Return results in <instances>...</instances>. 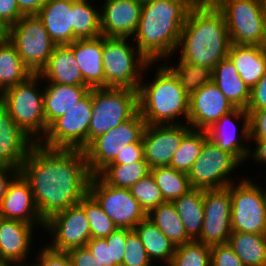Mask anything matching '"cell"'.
Masks as SVG:
<instances>
[{
    "label": "cell",
    "mask_w": 266,
    "mask_h": 266,
    "mask_svg": "<svg viewBox=\"0 0 266 266\" xmlns=\"http://www.w3.org/2000/svg\"><path fill=\"white\" fill-rule=\"evenodd\" d=\"M19 173L29 183L40 216L78 204L88 193L91 174L80 149H50L35 143Z\"/></svg>",
    "instance_id": "obj_1"
},
{
    "label": "cell",
    "mask_w": 266,
    "mask_h": 266,
    "mask_svg": "<svg viewBox=\"0 0 266 266\" xmlns=\"http://www.w3.org/2000/svg\"><path fill=\"white\" fill-rule=\"evenodd\" d=\"M231 40L223 13L211 0H198L182 27L180 60L211 70L228 57Z\"/></svg>",
    "instance_id": "obj_2"
},
{
    "label": "cell",
    "mask_w": 266,
    "mask_h": 266,
    "mask_svg": "<svg viewBox=\"0 0 266 266\" xmlns=\"http://www.w3.org/2000/svg\"><path fill=\"white\" fill-rule=\"evenodd\" d=\"M198 0H154L143 3L136 47L149 61L169 59L177 51L180 34L191 8ZM166 57V58H165Z\"/></svg>",
    "instance_id": "obj_3"
},
{
    "label": "cell",
    "mask_w": 266,
    "mask_h": 266,
    "mask_svg": "<svg viewBox=\"0 0 266 266\" xmlns=\"http://www.w3.org/2000/svg\"><path fill=\"white\" fill-rule=\"evenodd\" d=\"M167 64L158 68L154 81L140 83L138 106L146 125L181 124L176 119L182 116L188 122L190 97Z\"/></svg>",
    "instance_id": "obj_4"
},
{
    "label": "cell",
    "mask_w": 266,
    "mask_h": 266,
    "mask_svg": "<svg viewBox=\"0 0 266 266\" xmlns=\"http://www.w3.org/2000/svg\"><path fill=\"white\" fill-rule=\"evenodd\" d=\"M38 79L39 74H32L24 82L1 93V103L12 120L35 143L43 139L48 129L44 112V88L38 89Z\"/></svg>",
    "instance_id": "obj_5"
},
{
    "label": "cell",
    "mask_w": 266,
    "mask_h": 266,
    "mask_svg": "<svg viewBox=\"0 0 266 266\" xmlns=\"http://www.w3.org/2000/svg\"><path fill=\"white\" fill-rule=\"evenodd\" d=\"M128 42L129 38L103 36L104 87H128L138 90L144 78L143 71L154 64Z\"/></svg>",
    "instance_id": "obj_6"
},
{
    "label": "cell",
    "mask_w": 266,
    "mask_h": 266,
    "mask_svg": "<svg viewBox=\"0 0 266 266\" xmlns=\"http://www.w3.org/2000/svg\"><path fill=\"white\" fill-rule=\"evenodd\" d=\"M138 110V90L128 87L92 88L89 143L130 119Z\"/></svg>",
    "instance_id": "obj_7"
},
{
    "label": "cell",
    "mask_w": 266,
    "mask_h": 266,
    "mask_svg": "<svg viewBox=\"0 0 266 266\" xmlns=\"http://www.w3.org/2000/svg\"><path fill=\"white\" fill-rule=\"evenodd\" d=\"M223 13L231 44L261 46L266 14L262 0H211Z\"/></svg>",
    "instance_id": "obj_8"
},
{
    "label": "cell",
    "mask_w": 266,
    "mask_h": 266,
    "mask_svg": "<svg viewBox=\"0 0 266 266\" xmlns=\"http://www.w3.org/2000/svg\"><path fill=\"white\" fill-rule=\"evenodd\" d=\"M7 38L32 74L47 65L56 46L37 15H23L7 30Z\"/></svg>",
    "instance_id": "obj_9"
},
{
    "label": "cell",
    "mask_w": 266,
    "mask_h": 266,
    "mask_svg": "<svg viewBox=\"0 0 266 266\" xmlns=\"http://www.w3.org/2000/svg\"><path fill=\"white\" fill-rule=\"evenodd\" d=\"M241 179L238 183L229 185L231 229L266 234V188L263 189L248 177Z\"/></svg>",
    "instance_id": "obj_10"
},
{
    "label": "cell",
    "mask_w": 266,
    "mask_h": 266,
    "mask_svg": "<svg viewBox=\"0 0 266 266\" xmlns=\"http://www.w3.org/2000/svg\"><path fill=\"white\" fill-rule=\"evenodd\" d=\"M146 123L138 110L130 119L94 138L84 149L91 175H97L131 143H143Z\"/></svg>",
    "instance_id": "obj_11"
},
{
    "label": "cell",
    "mask_w": 266,
    "mask_h": 266,
    "mask_svg": "<svg viewBox=\"0 0 266 266\" xmlns=\"http://www.w3.org/2000/svg\"><path fill=\"white\" fill-rule=\"evenodd\" d=\"M92 88L66 114L55 119L39 144L50 149H80L89 144Z\"/></svg>",
    "instance_id": "obj_12"
},
{
    "label": "cell",
    "mask_w": 266,
    "mask_h": 266,
    "mask_svg": "<svg viewBox=\"0 0 266 266\" xmlns=\"http://www.w3.org/2000/svg\"><path fill=\"white\" fill-rule=\"evenodd\" d=\"M241 163L229 152L222 150L209 138L203 144L202 153L187 173L192 188L202 190L221 189L228 187L235 168Z\"/></svg>",
    "instance_id": "obj_13"
},
{
    "label": "cell",
    "mask_w": 266,
    "mask_h": 266,
    "mask_svg": "<svg viewBox=\"0 0 266 266\" xmlns=\"http://www.w3.org/2000/svg\"><path fill=\"white\" fill-rule=\"evenodd\" d=\"M88 193L98 202L117 228L134 229L147 217L129 189L106 184L98 175H92Z\"/></svg>",
    "instance_id": "obj_14"
},
{
    "label": "cell",
    "mask_w": 266,
    "mask_h": 266,
    "mask_svg": "<svg viewBox=\"0 0 266 266\" xmlns=\"http://www.w3.org/2000/svg\"><path fill=\"white\" fill-rule=\"evenodd\" d=\"M45 229L52 238L47 246L57 252L86 246L91 239L89 222L80 203L52 215L45 222Z\"/></svg>",
    "instance_id": "obj_15"
},
{
    "label": "cell",
    "mask_w": 266,
    "mask_h": 266,
    "mask_svg": "<svg viewBox=\"0 0 266 266\" xmlns=\"http://www.w3.org/2000/svg\"><path fill=\"white\" fill-rule=\"evenodd\" d=\"M203 201V226L200 237L196 241L209 246L228 243L232 232L229 186L204 190Z\"/></svg>",
    "instance_id": "obj_16"
},
{
    "label": "cell",
    "mask_w": 266,
    "mask_h": 266,
    "mask_svg": "<svg viewBox=\"0 0 266 266\" xmlns=\"http://www.w3.org/2000/svg\"><path fill=\"white\" fill-rule=\"evenodd\" d=\"M191 129L184 121L183 124L146 125L142 141L149 168L170 166L173 154Z\"/></svg>",
    "instance_id": "obj_17"
},
{
    "label": "cell",
    "mask_w": 266,
    "mask_h": 266,
    "mask_svg": "<svg viewBox=\"0 0 266 266\" xmlns=\"http://www.w3.org/2000/svg\"><path fill=\"white\" fill-rule=\"evenodd\" d=\"M235 107L211 81L190 96L187 124L196 130H208L217 120Z\"/></svg>",
    "instance_id": "obj_18"
},
{
    "label": "cell",
    "mask_w": 266,
    "mask_h": 266,
    "mask_svg": "<svg viewBox=\"0 0 266 266\" xmlns=\"http://www.w3.org/2000/svg\"><path fill=\"white\" fill-rule=\"evenodd\" d=\"M242 119L241 137L237 132L236 120ZM231 127V128H230ZM208 138L215 143L219 148L231 153L241 164L244 162L250 153L249 135V114L246 109L235 108L226 115L221 116L217 122L206 130ZM243 140L247 142V145Z\"/></svg>",
    "instance_id": "obj_19"
},
{
    "label": "cell",
    "mask_w": 266,
    "mask_h": 266,
    "mask_svg": "<svg viewBox=\"0 0 266 266\" xmlns=\"http://www.w3.org/2000/svg\"><path fill=\"white\" fill-rule=\"evenodd\" d=\"M142 5L136 0H105L98 10L101 35L131 40L140 22Z\"/></svg>",
    "instance_id": "obj_20"
},
{
    "label": "cell",
    "mask_w": 266,
    "mask_h": 266,
    "mask_svg": "<svg viewBox=\"0 0 266 266\" xmlns=\"http://www.w3.org/2000/svg\"><path fill=\"white\" fill-rule=\"evenodd\" d=\"M0 217L45 228L29 183L18 173L9 183L0 205ZM38 224V225H37Z\"/></svg>",
    "instance_id": "obj_21"
},
{
    "label": "cell",
    "mask_w": 266,
    "mask_h": 266,
    "mask_svg": "<svg viewBox=\"0 0 266 266\" xmlns=\"http://www.w3.org/2000/svg\"><path fill=\"white\" fill-rule=\"evenodd\" d=\"M34 144L0 102V165L20 170Z\"/></svg>",
    "instance_id": "obj_22"
},
{
    "label": "cell",
    "mask_w": 266,
    "mask_h": 266,
    "mask_svg": "<svg viewBox=\"0 0 266 266\" xmlns=\"http://www.w3.org/2000/svg\"><path fill=\"white\" fill-rule=\"evenodd\" d=\"M34 225L0 217V260L25 264L33 240Z\"/></svg>",
    "instance_id": "obj_23"
},
{
    "label": "cell",
    "mask_w": 266,
    "mask_h": 266,
    "mask_svg": "<svg viewBox=\"0 0 266 266\" xmlns=\"http://www.w3.org/2000/svg\"><path fill=\"white\" fill-rule=\"evenodd\" d=\"M76 62L85 84L90 88L104 87L103 36L77 39L71 43Z\"/></svg>",
    "instance_id": "obj_24"
},
{
    "label": "cell",
    "mask_w": 266,
    "mask_h": 266,
    "mask_svg": "<svg viewBox=\"0 0 266 266\" xmlns=\"http://www.w3.org/2000/svg\"><path fill=\"white\" fill-rule=\"evenodd\" d=\"M75 0H48L37 16L56 45H69L78 38L72 30V3Z\"/></svg>",
    "instance_id": "obj_25"
},
{
    "label": "cell",
    "mask_w": 266,
    "mask_h": 266,
    "mask_svg": "<svg viewBox=\"0 0 266 266\" xmlns=\"http://www.w3.org/2000/svg\"><path fill=\"white\" fill-rule=\"evenodd\" d=\"M87 86L76 62L71 44L56 45L47 65L39 72V82Z\"/></svg>",
    "instance_id": "obj_26"
},
{
    "label": "cell",
    "mask_w": 266,
    "mask_h": 266,
    "mask_svg": "<svg viewBox=\"0 0 266 266\" xmlns=\"http://www.w3.org/2000/svg\"><path fill=\"white\" fill-rule=\"evenodd\" d=\"M44 87V112L49 126L55 119L66 114L91 90L88 86L46 83Z\"/></svg>",
    "instance_id": "obj_27"
},
{
    "label": "cell",
    "mask_w": 266,
    "mask_h": 266,
    "mask_svg": "<svg viewBox=\"0 0 266 266\" xmlns=\"http://www.w3.org/2000/svg\"><path fill=\"white\" fill-rule=\"evenodd\" d=\"M212 81L235 108L246 109L250 101V89L241 79L229 57L222 59L212 70Z\"/></svg>",
    "instance_id": "obj_28"
},
{
    "label": "cell",
    "mask_w": 266,
    "mask_h": 266,
    "mask_svg": "<svg viewBox=\"0 0 266 266\" xmlns=\"http://www.w3.org/2000/svg\"><path fill=\"white\" fill-rule=\"evenodd\" d=\"M228 57L250 90L266 73V55L261 46L231 44Z\"/></svg>",
    "instance_id": "obj_29"
},
{
    "label": "cell",
    "mask_w": 266,
    "mask_h": 266,
    "mask_svg": "<svg viewBox=\"0 0 266 266\" xmlns=\"http://www.w3.org/2000/svg\"><path fill=\"white\" fill-rule=\"evenodd\" d=\"M134 230L142 241L149 259L152 262L164 261L168 266L175 253L176 245L147 217L139 222Z\"/></svg>",
    "instance_id": "obj_30"
},
{
    "label": "cell",
    "mask_w": 266,
    "mask_h": 266,
    "mask_svg": "<svg viewBox=\"0 0 266 266\" xmlns=\"http://www.w3.org/2000/svg\"><path fill=\"white\" fill-rule=\"evenodd\" d=\"M204 190L192 188L172 203L183 222L188 236L197 240L203 226L204 219Z\"/></svg>",
    "instance_id": "obj_31"
},
{
    "label": "cell",
    "mask_w": 266,
    "mask_h": 266,
    "mask_svg": "<svg viewBox=\"0 0 266 266\" xmlns=\"http://www.w3.org/2000/svg\"><path fill=\"white\" fill-rule=\"evenodd\" d=\"M228 244L244 266H266V234L232 231Z\"/></svg>",
    "instance_id": "obj_32"
},
{
    "label": "cell",
    "mask_w": 266,
    "mask_h": 266,
    "mask_svg": "<svg viewBox=\"0 0 266 266\" xmlns=\"http://www.w3.org/2000/svg\"><path fill=\"white\" fill-rule=\"evenodd\" d=\"M32 73L23 64L16 47L6 38L0 44V94L24 82Z\"/></svg>",
    "instance_id": "obj_33"
},
{
    "label": "cell",
    "mask_w": 266,
    "mask_h": 266,
    "mask_svg": "<svg viewBox=\"0 0 266 266\" xmlns=\"http://www.w3.org/2000/svg\"><path fill=\"white\" fill-rule=\"evenodd\" d=\"M127 228H117L106 238H91L86 246L103 266H122Z\"/></svg>",
    "instance_id": "obj_34"
},
{
    "label": "cell",
    "mask_w": 266,
    "mask_h": 266,
    "mask_svg": "<svg viewBox=\"0 0 266 266\" xmlns=\"http://www.w3.org/2000/svg\"><path fill=\"white\" fill-rule=\"evenodd\" d=\"M147 218L150 219L176 246L193 241L187 234L175 205L165 202L152 209Z\"/></svg>",
    "instance_id": "obj_35"
},
{
    "label": "cell",
    "mask_w": 266,
    "mask_h": 266,
    "mask_svg": "<svg viewBox=\"0 0 266 266\" xmlns=\"http://www.w3.org/2000/svg\"><path fill=\"white\" fill-rule=\"evenodd\" d=\"M150 174L148 163L143 158L130 164H108L97 175L108 185L130 189L140 179Z\"/></svg>",
    "instance_id": "obj_36"
},
{
    "label": "cell",
    "mask_w": 266,
    "mask_h": 266,
    "mask_svg": "<svg viewBox=\"0 0 266 266\" xmlns=\"http://www.w3.org/2000/svg\"><path fill=\"white\" fill-rule=\"evenodd\" d=\"M72 30L78 39L101 36L100 12L89 0H75L71 7Z\"/></svg>",
    "instance_id": "obj_37"
},
{
    "label": "cell",
    "mask_w": 266,
    "mask_h": 266,
    "mask_svg": "<svg viewBox=\"0 0 266 266\" xmlns=\"http://www.w3.org/2000/svg\"><path fill=\"white\" fill-rule=\"evenodd\" d=\"M150 173L154 177L165 202H173L192 189L188 174L170 166L152 168Z\"/></svg>",
    "instance_id": "obj_38"
},
{
    "label": "cell",
    "mask_w": 266,
    "mask_h": 266,
    "mask_svg": "<svg viewBox=\"0 0 266 266\" xmlns=\"http://www.w3.org/2000/svg\"><path fill=\"white\" fill-rule=\"evenodd\" d=\"M208 139L206 131L191 129L183 138L180 147L173 154L170 167L188 173L195 160L203 150V144Z\"/></svg>",
    "instance_id": "obj_39"
},
{
    "label": "cell",
    "mask_w": 266,
    "mask_h": 266,
    "mask_svg": "<svg viewBox=\"0 0 266 266\" xmlns=\"http://www.w3.org/2000/svg\"><path fill=\"white\" fill-rule=\"evenodd\" d=\"M175 66V67H174ZM168 66L177 76L181 87L190 97L202 86L212 81V70L196 64L179 60L177 65Z\"/></svg>",
    "instance_id": "obj_40"
},
{
    "label": "cell",
    "mask_w": 266,
    "mask_h": 266,
    "mask_svg": "<svg viewBox=\"0 0 266 266\" xmlns=\"http://www.w3.org/2000/svg\"><path fill=\"white\" fill-rule=\"evenodd\" d=\"M79 203L84 207L91 230V238H106L117 229L114 222L89 193Z\"/></svg>",
    "instance_id": "obj_41"
},
{
    "label": "cell",
    "mask_w": 266,
    "mask_h": 266,
    "mask_svg": "<svg viewBox=\"0 0 266 266\" xmlns=\"http://www.w3.org/2000/svg\"><path fill=\"white\" fill-rule=\"evenodd\" d=\"M211 246L193 240L176 246L168 266H211Z\"/></svg>",
    "instance_id": "obj_42"
},
{
    "label": "cell",
    "mask_w": 266,
    "mask_h": 266,
    "mask_svg": "<svg viewBox=\"0 0 266 266\" xmlns=\"http://www.w3.org/2000/svg\"><path fill=\"white\" fill-rule=\"evenodd\" d=\"M129 190L146 214L160 204L165 203L161 191L151 173L140 179Z\"/></svg>",
    "instance_id": "obj_43"
},
{
    "label": "cell",
    "mask_w": 266,
    "mask_h": 266,
    "mask_svg": "<svg viewBox=\"0 0 266 266\" xmlns=\"http://www.w3.org/2000/svg\"><path fill=\"white\" fill-rule=\"evenodd\" d=\"M156 266L148 257L146 249L134 229H127L122 266Z\"/></svg>",
    "instance_id": "obj_44"
},
{
    "label": "cell",
    "mask_w": 266,
    "mask_h": 266,
    "mask_svg": "<svg viewBox=\"0 0 266 266\" xmlns=\"http://www.w3.org/2000/svg\"><path fill=\"white\" fill-rule=\"evenodd\" d=\"M211 266H244L228 243L211 246Z\"/></svg>",
    "instance_id": "obj_45"
},
{
    "label": "cell",
    "mask_w": 266,
    "mask_h": 266,
    "mask_svg": "<svg viewBox=\"0 0 266 266\" xmlns=\"http://www.w3.org/2000/svg\"><path fill=\"white\" fill-rule=\"evenodd\" d=\"M38 252V260L32 266H74L67 252H57L51 250L48 246H44Z\"/></svg>",
    "instance_id": "obj_46"
},
{
    "label": "cell",
    "mask_w": 266,
    "mask_h": 266,
    "mask_svg": "<svg viewBox=\"0 0 266 266\" xmlns=\"http://www.w3.org/2000/svg\"><path fill=\"white\" fill-rule=\"evenodd\" d=\"M246 111L249 114L250 140L266 139V109Z\"/></svg>",
    "instance_id": "obj_47"
},
{
    "label": "cell",
    "mask_w": 266,
    "mask_h": 266,
    "mask_svg": "<svg viewBox=\"0 0 266 266\" xmlns=\"http://www.w3.org/2000/svg\"><path fill=\"white\" fill-rule=\"evenodd\" d=\"M22 16L17 0H0V24L5 29L12 27Z\"/></svg>",
    "instance_id": "obj_48"
},
{
    "label": "cell",
    "mask_w": 266,
    "mask_h": 266,
    "mask_svg": "<svg viewBox=\"0 0 266 266\" xmlns=\"http://www.w3.org/2000/svg\"><path fill=\"white\" fill-rule=\"evenodd\" d=\"M144 158L143 143H131L118 154L115 160L110 164H130L135 161H141Z\"/></svg>",
    "instance_id": "obj_49"
},
{
    "label": "cell",
    "mask_w": 266,
    "mask_h": 266,
    "mask_svg": "<svg viewBox=\"0 0 266 266\" xmlns=\"http://www.w3.org/2000/svg\"><path fill=\"white\" fill-rule=\"evenodd\" d=\"M266 109V73L250 90V101L246 110Z\"/></svg>",
    "instance_id": "obj_50"
},
{
    "label": "cell",
    "mask_w": 266,
    "mask_h": 266,
    "mask_svg": "<svg viewBox=\"0 0 266 266\" xmlns=\"http://www.w3.org/2000/svg\"><path fill=\"white\" fill-rule=\"evenodd\" d=\"M74 266H103L87 246L73 248L67 252Z\"/></svg>",
    "instance_id": "obj_51"
},
{
    "label": "cell",
    "mask_w": 266,
    "mask_h": 266,
    "mask_svg": "<svg viewBox=\"0 0 266 266\" xmlns=\"http://www.w3.org/2000/svg\"><path fill=\"white\" fill-rule=\"evenodd\" d=\"M19 170L10 166H0V205L6 194L7 187Z\"/></svg>",
    "instance_id": "obj_52"
},
{
    "label": "cell",
    "mask_w": 266,
    "mask_h": 266,
    "mask_svg": "<svg viewBox=\"0 0 266 266\" xmlns=\"http://www.w3.org/2000/svg\"><path fill=\"white\" fill-rule=\"evenodd\" d=\"M48 0H17L19 11L23 15H37Z\"/></svg>",
    "instance_id": "obj_53"
},
{
    "label": "cell",
    "mask_w": 266,
    "mask_h": 266,
    "mask_svg": "<svg viewBox=\"0 0 266 266\" xmlns=\"http://www.w3.org/2000/svg\"><path fill=\"white\" fill-rule=\"evenodd\" d=\"M256 148H250L249 157H253L257 163L266 164V139L255 140ZM252 149V150H251Z\"/></svg>",
    "instance_id": "obj_54"
},
{
    "label": "cell",
    "mask_w": 266,
    "mask_h": 266,
    "mask_svg": "<svg viewBox=\"0 0 266 266\" xmlns=\"http://www.w3.org/2000/svg\"><path fill=\"white\" fill-rule=\"evenodd\" d=\"M7 38V29L0 24V44Z\"/></svg>",
    "instance_id": "obj_55"
},
{
    "label": "cell",
    "mask_w": 266,
    "mask_h": 266,
    "mask_svg": "<svg viewBox=\"0 0 266 266\" xmlns=\"http://www.w3.org/2000/svg\"><path fill=\"white\" fill-rule=\"evenodd\" d=\"M261 48H262V51L266 55V28H265V33H264V38H263V41H262V44H261Z\"/></svg>",
    "instance_id": "obj_56"
},
{
    "label": "cell",
    "mask_w": 266,
    "mask_h": 266,
    "mask_svg": "<svg viewBox=\"0 0 266 266\" xmlns=\"http://www.w3.org/2000/svg\"><path fill=\"white\" fill-rule=\"evenodd\" d=\"M13 264H11L10 262L4 261V260H0V266H12Z\"/></svg>",
    "instance_id": "obj_57"
},
{
    "label": "cell",
    "mask_w": 266,
    "mask_h": 266,
    "mask_svg": "<svg viewBox=\"0 0 266 266\" xmlns=\"http://www.w3.org/2000/svg\"><path fill=\"white\" fill-rule=\"evenodd\" d=\"M262 3H263V8H264V11H265V14H266V0H262Z\"/></svg>",
    "instance_id": "obj_58"
},
{
    "label": "cell",
    "mask_w": 266,
    "mask_h": 266,
    "mask_svg": "<svg viewBox=\"0 0 266 266\" xmlns=\"http://www.w3.org/2000/svg\"><path fill=\"white\" fill-rule=\"evenodd\" d=\"M136 1H139L140 3H146V2H149V1H154V0H136Z\"/></svg>",
    "instance_id": "obj_59"
},
{
    "label": "cell",
    "mask_w": 266,
    "mask_h": 266,
    "mask_svg": "<svg viewBox=\"0 0 266 266\" xmlns=\"http://www.w3.org/2000/svg\"><path fill=\"white\" fill-rule=\"evenodd\" d=\"M14 266H32V264H30V265L29 264L28 265L27 264H25V265L24 264H14Z\"/></svg>",
    "instance_id": "obj_60"
}]
</instances>
